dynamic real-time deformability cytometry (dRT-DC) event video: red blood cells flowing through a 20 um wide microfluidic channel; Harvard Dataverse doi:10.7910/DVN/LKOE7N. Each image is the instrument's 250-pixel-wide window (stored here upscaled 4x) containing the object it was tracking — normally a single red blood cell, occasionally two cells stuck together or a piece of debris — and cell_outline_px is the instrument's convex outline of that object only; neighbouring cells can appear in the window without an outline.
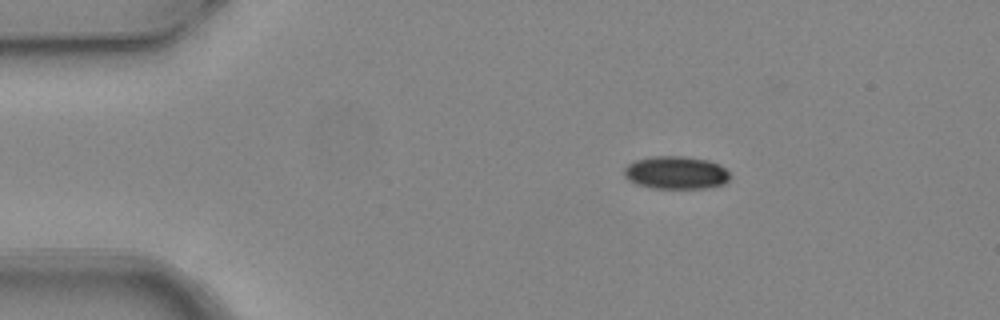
{"species": "common noctule bat (a hibernating species)", "species_latin": "Nyctalus noctula", "temperature_condition": "warm", "stored_images_in_passage": 3, "camera_frame_rate_fps": 3000, "um_per_image_px": 0.085, "animal": {"sex": "female", "body_mass_g": 24.6, "forearm_length_mm": 56.2}, "frame": {"image": 1, "passage_image": 1, "time_ms": 0.0, "image_size_px": [1000, 320], "cell_outline_px": [[728, 180], [724, 184], [704, 188], [652, 188], [636, 184], [628, 180], [624, 176], [624, 168], [628, 164], [636, 160], [652, 156], [684, 156], [708, 160], [720, 164], [728, 172]], "centroid_in_image_um": [57.43, 14.67], "position_along_channel_um": 27.6, "area_um2": 20.29}}
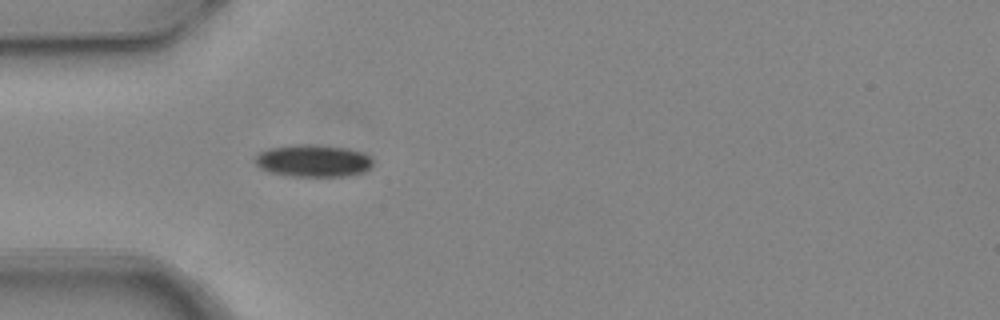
{"frame": {"image": 2, "passage_image": 3, "time_ms": 0.667, "image_size_px": [1000, 320], "cell_outline_px": [[372, 164], [364, 172], [344, 176], [288, 176], [268, 172], [260, 168], [256, 164], [256, 156], [260, 152], [268, 148], [292, 144], [312, 144], [348, 148], [364, 152], [372, 160]], "centroid_in_image_um": [26.6, 13.66], "position_along_channel_um": 58.4, "area_um2": 22.25}}